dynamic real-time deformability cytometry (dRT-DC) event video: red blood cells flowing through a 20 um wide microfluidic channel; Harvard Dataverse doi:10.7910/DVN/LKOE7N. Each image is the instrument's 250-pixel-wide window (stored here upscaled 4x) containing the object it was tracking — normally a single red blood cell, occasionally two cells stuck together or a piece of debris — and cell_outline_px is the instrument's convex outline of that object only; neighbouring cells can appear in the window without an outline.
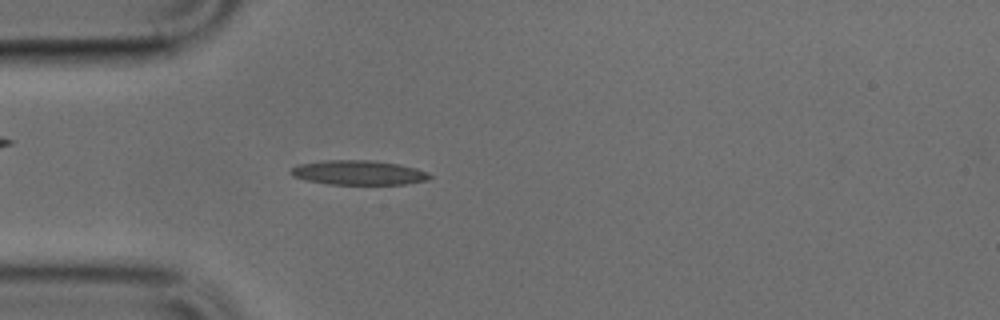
{"species": "common noctule bat (a hibernating species)", "species_latin": "Nyctalus noctula", "temperature_condition": "cold", "stored_images_in_passage": 35, "camera_frame_rate_fps": 3000, "um_per_image_px": 0.085, "animal": {"sex": "male", "body_mass_g": 17.9, "forearm_length_mm": 54.2}, "frame": {"image": 1, "passage_image": 3, "time_ms": 0.667, "image_size_px": [1000, 320], "cell_outline_px": [[432, 176], [428, 180], [404, 184], [328, 184], [304, 180], [292, 176], [288, 172], [296, 164], [324, 160], [372, 160], [400, 164], [416, 168], [428, 172]], "centroid_in_image_um": [30.44, 14.67], "position_along_channel_um": 54.6, "area_um2": 20.06}}
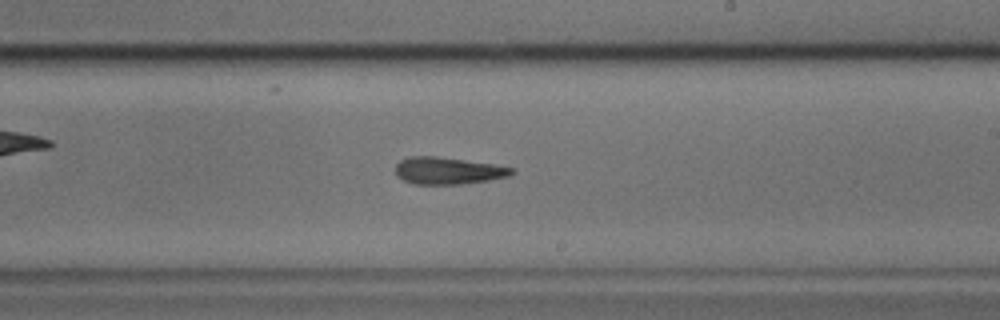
{"frame": {"image": 2, "passage_image": 18, "time_ms": 5.667, "image_size_px": [1000, 320], "cell_outline_px": [[516, 172], [508, 176], [488, 180], [460, 184], [412, 184], [396, 176], [396, 164], [400, 160], [408, 156], [436, 156], [492, 164], [512, 168]], "centroid_in_image_um": [38.03, 14.51], "position_along_channel_um": 251.0, "area_um2": 18.21}}
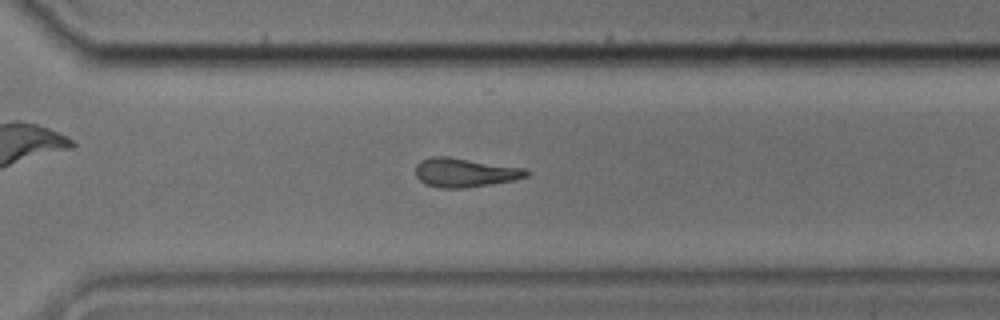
{"frame": {"image": 3, "passage_image": 24, "time_ms": 7.667, "image_size_px": [1000, 320], "cell_outline_px": [[528, 176], [512, 180], [492, 184], [464, 188], [440, 188], [424, 184], [416, 176], [416, 164], [420, 160], [432, 156], [448, 156], [524, 168], [528, 172]], "centroid_in_image_um": [39.46, 14.66], "position_along_channel_um": 331.1, "area_um2": 18.73}}